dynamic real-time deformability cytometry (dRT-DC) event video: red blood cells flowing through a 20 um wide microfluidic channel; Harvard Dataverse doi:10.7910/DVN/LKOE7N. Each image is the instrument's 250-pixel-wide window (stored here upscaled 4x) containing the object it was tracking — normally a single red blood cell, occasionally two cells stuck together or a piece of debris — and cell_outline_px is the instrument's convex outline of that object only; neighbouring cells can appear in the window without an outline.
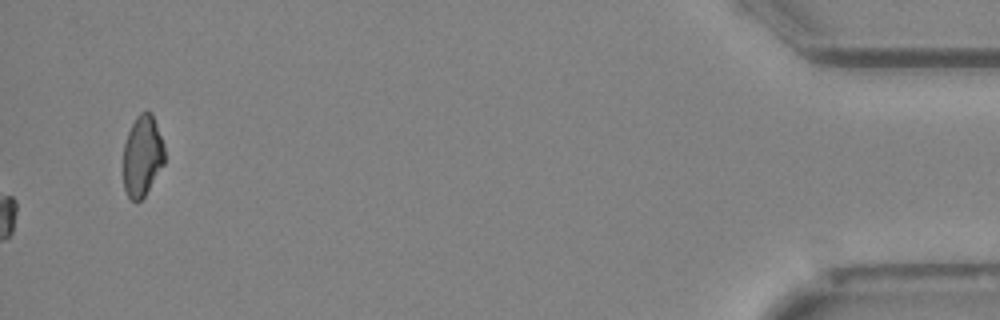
{"species": "Egyptian fruit bat (a non-hibernating species)", "species_latin": "Rousettus aegyptiacus", "temperature_condition": "cold", "stored_images_in_passage": 52, "camera_frame_rate_fps": 3000, "um_per_image_px": 0.085, "animal": {"sex": "female"}, "frame": {"image": 1, "passage_image": 52, "time_ms": 17.0, "image_size_px": [1000, 320], "cell_outline_px": [[164, 164], [144, 196], [136, 204], [128, 196], [124, 188], [124, 144], [128, 132], [136, 116], [140, 112], [152, 112], [164, 144]], "centroid_in_image_um": [12.1, 13.25], "position_along_channel_um": 423.1, "area_um2": 19.42}, "authors_computed_cell_mechanics": {"area_um2": 19.8254, "velocity_mm_per_s": 3.9558, "shape_relaxation_time_tau1_ms": 4.397, "shape_relaxation_time_tau2_ms": null, "deformation_change_tau1": 0.0944, "deformation_change_tau2": null}}